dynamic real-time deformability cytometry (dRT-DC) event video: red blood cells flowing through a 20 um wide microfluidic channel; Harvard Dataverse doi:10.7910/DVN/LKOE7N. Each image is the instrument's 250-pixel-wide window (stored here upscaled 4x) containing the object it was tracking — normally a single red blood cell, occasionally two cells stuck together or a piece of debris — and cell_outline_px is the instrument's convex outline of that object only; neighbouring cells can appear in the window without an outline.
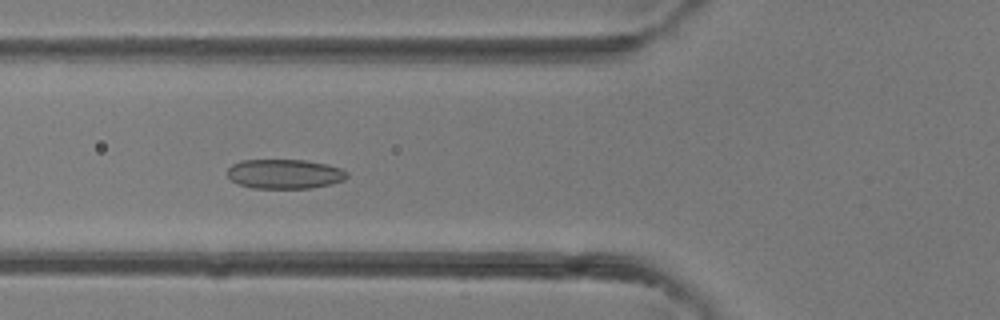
{"species": "common noctule bat (a hibernating species)", "species_latin": "Nyctalus noctula", "temperature_condition": "room temperature", "stored_images_in_passage": 42, "camera_frame_rate_fps": 3000, "um_per_image_px": 0.085, "animal": {"sex": "female"}, "frame": {"image": 1, "passage_image": 16, "time_ms": 5.0, "image_size_px": [1000, 320], "cell_outline_px": [[348, 176], [344, 180], [332, 184], [312, 188], [252, 188], [240, 184], [232, 180], [228, 176], [228, 168], [232, 164], [240, 160], [304, 160], [328, 164], [340, 168], [348, 172]], "centroid_in_image_um": [24.22, 14.78], "position_along_channel_um": 101.6, "area_um2": 20.63}}
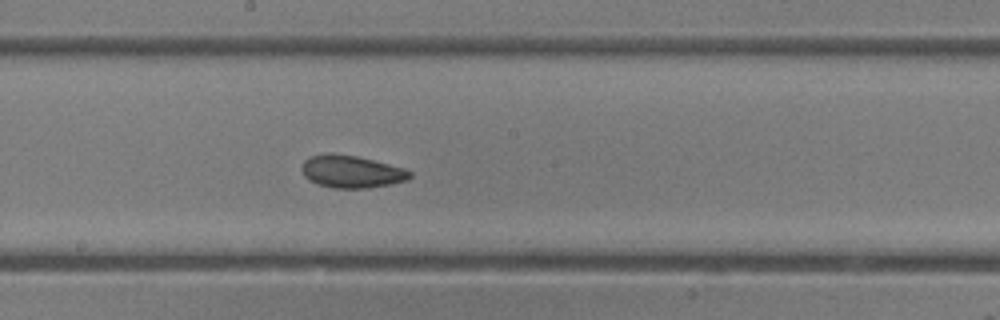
{"frame": {"image": 2, "passage_image": 23, "time_ms": 7.333, "image_size_px": [1000, 320], "cell_outline_px": [[412, 176], [408, 180], [368, 188], [332, 188], [308, 180], [304, 176], [300, 168], [304, 160], [308, 156], [324, 152], [332, 152], [356, 156], [404, 168], [412, 172]], "centroid_in_image_um": [29.82, 14.57], "position_along_channel_um": 218.4, "area_um2": 20.63}}
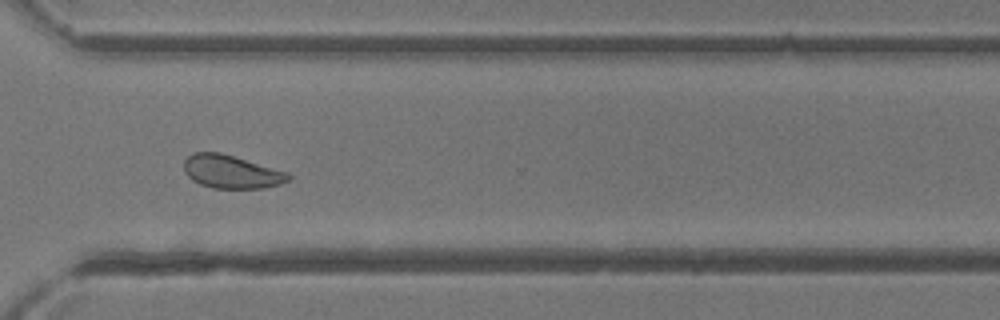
{"frame": {"image": 3, "passage_image": 31, "time_ms": 10.0, "image_size_px": [1000, 320], "cell_outline_px": [[292, 176], [288, 180], [280, 184], [264, 188], [212, 188], [200, 184], [192, 180], [184, 172], [184, 160], [192, 152], [220, 152], [288, 172]], "centroid_in_image_um": [19.64, 14.6], "position_along_channel_um": 351.0, "area_um2": 20.23}}